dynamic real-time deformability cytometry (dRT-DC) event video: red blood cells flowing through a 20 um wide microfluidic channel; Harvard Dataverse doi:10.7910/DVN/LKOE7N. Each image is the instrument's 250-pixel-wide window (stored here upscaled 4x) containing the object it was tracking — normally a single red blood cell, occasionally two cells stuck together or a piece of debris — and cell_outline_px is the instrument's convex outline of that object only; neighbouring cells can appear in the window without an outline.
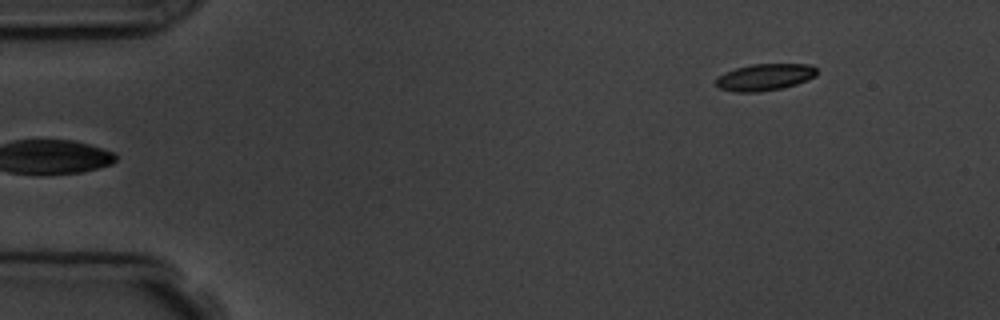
{"species": "common noctule bat (a hibernating species)", "species_latin": "Nyctalus noctula", "temperature_condition": "room temperature", "stored_images_in_passage": 5, "segment_of_instrument_passage": [2, 2], "camera_frame_rate_fps": 3000, "um_per_image_px": 0.085, "animal": {"sex": "male", "body_mass_g": 19.5, "forearm_length_mm": 54.6}, "frame": {"image": 1, "passage_image": 5, "time_ms": 4.667, "image_size_px": [1000, 320], "cell_outline_px": [[816, 76], [808, 80], [784, 88], [756, 92], [736, 92], [720, 88], [716, 84], [716, 76], [724, 72], [736, 68], [752, 64], [812, 64], [816, 68]], "centroid_in_image_um": [65.01, 6.55], "position_along_channel_um": 20.0, "area_um2": 15.84}}